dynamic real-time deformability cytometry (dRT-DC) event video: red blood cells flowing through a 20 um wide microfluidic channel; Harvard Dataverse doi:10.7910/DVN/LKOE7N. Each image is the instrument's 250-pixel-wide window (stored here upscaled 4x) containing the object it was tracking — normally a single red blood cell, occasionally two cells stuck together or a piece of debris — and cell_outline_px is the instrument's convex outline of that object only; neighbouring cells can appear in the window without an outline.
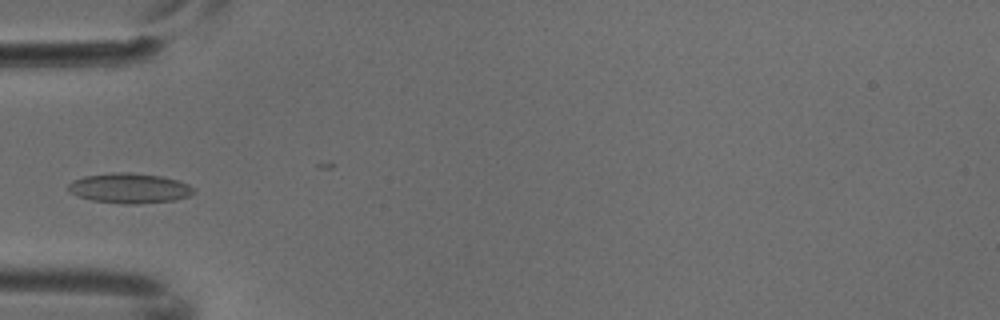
{"species": "common noctule bat (a hibernating species)", "species_latin": "Nyctalus noctula", "temperature_condition": "cold", "stored_images_in_passage": 6, "camera_frame_rate_fps": 3000, "um_per_image_px": 0.085, "animal": {"sex": "male", "body_mass_g": 18.8}, "frame": {"image": 1, "passage_image": 4, "time_ms": 1.0, "image_size_px": [1000, 320], "cell_outline_px": [[196, 192], [188, 196], [176, 200], [136, 204], [124, 204], [92, 200], [68, 192], [68, 184], [72, 180], [84, 176], [112, 172], [132, 172], [160, 176], [176, 180], [188, 184], [196, 188]], "centroid_in_image_um": [11.01, 15.99], "position_along_channel_um": 74.0, "area_um2": 22.08}}
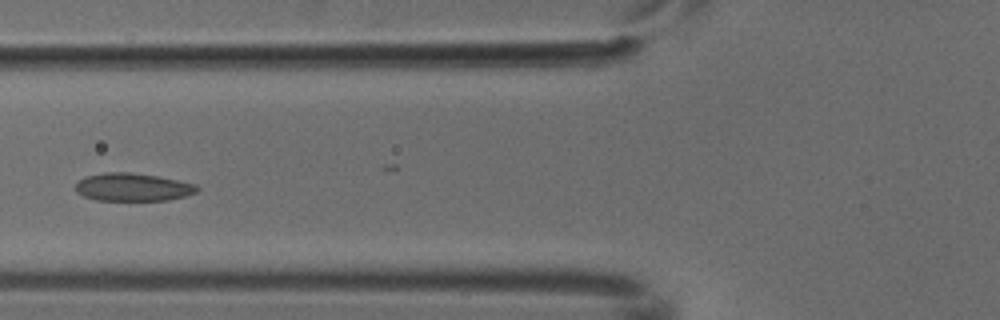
{"frame": {"image": 2, "passage_image": 5, "time_ms": 1.333, "image_size_px": [1000, 320], "cell_outline_px": [[200, 188], [196, 192], [184, 196], [168, 200], [96, 200], [84, 196], [76, 192], [76, 184], [80, 180], [88, 176], [104, 172], [128, 172], [156, 176], [196, 184]], "centroid_in_image_um": [11.29, 15.91], "position_along_channel_um": 114.5, "area_um2": 19.54}}